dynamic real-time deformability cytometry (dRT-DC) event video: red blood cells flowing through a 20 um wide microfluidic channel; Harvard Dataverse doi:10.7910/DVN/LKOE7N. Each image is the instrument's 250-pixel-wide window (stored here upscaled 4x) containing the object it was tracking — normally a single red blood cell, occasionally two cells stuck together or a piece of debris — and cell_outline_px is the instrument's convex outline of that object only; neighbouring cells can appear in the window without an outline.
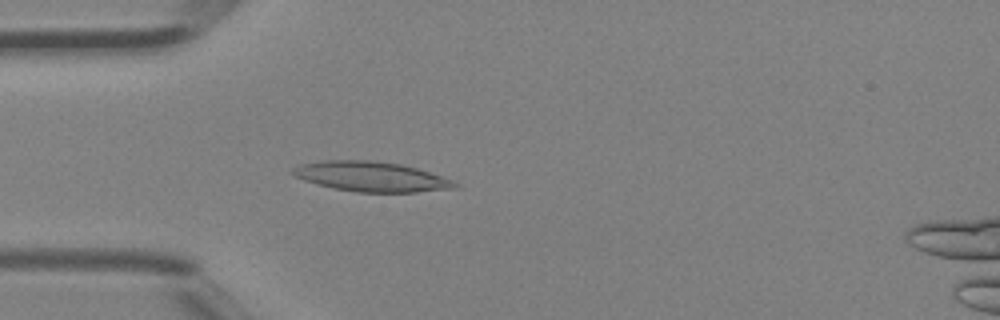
{"species": "Egyptian fruit bat (a non-hibernating species)", "species_latin": "Rousettus aegyptiacus", "temperature_condition": "room temperature", "stored_images_in_passage": 4, "camera_frame_rate_fps": 3000, "um_per_image_px": 0.085, "animal": {"sex": "female"}, "frame": {"image": 1, "passage_image": 4, "time_ms": 1.0, "image_size_px": [1000, 320], "cell_outline_px": [[460, 184], [456, 188], [416, 192], [356, 192], [316, 184], [304, 180], [288, 172], [300, 164], [324, 160], [368, 160], [400, 164], [416, 168], [452, 180]], "centroid_in_image_um": [31.53, 15.01], "position_along_channel_um": 53.5, "area_um2": 28.03}}